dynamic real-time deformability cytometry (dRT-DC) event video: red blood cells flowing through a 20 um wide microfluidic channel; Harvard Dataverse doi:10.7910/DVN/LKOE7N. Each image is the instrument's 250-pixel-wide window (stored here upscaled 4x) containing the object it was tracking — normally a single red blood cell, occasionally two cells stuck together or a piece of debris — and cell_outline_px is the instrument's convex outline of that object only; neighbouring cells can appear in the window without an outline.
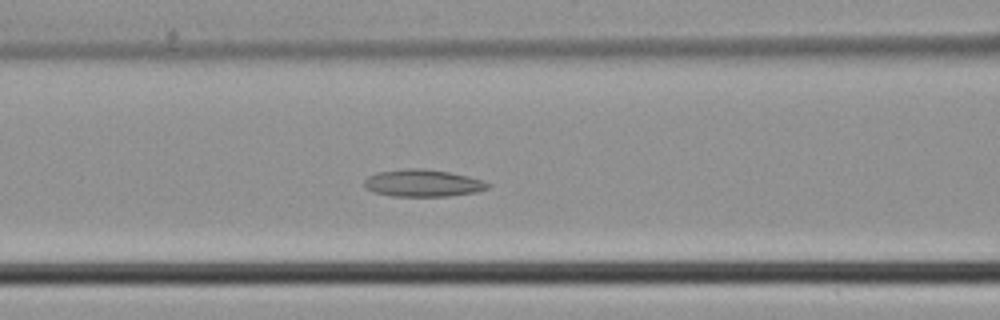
{"species": "common noctule bat (a hibernating species)", "species_latin": "Nyctalus noctula", "temperature_condition": "cold", "stored_images_in_passage": 44, "camera_frame_rate_fps": 3000, "um_per_image_px": 0.085, "animal": {"sex": "male", "body_mass_g": 21.5, "forearm_length_mm": 52.0}, "frame": {"image": 1, "passage_image": 17, "time_ms": 5.333, "image_size_px": [1000, 320], "cell_outline_px": [[492, 184], [488, 188], [476, 192], [448, 196], [392, 196], [372, 192], [364, 188], [364, 180], [368, 176], [376, 172], [408, 168], [420, 168], [448, 172], [468, 176], [484, 180]], "centroid_in_image_um": [35.92, 15.56], "position_along_channel_um": 130.7, "area_um2": 19.71}}
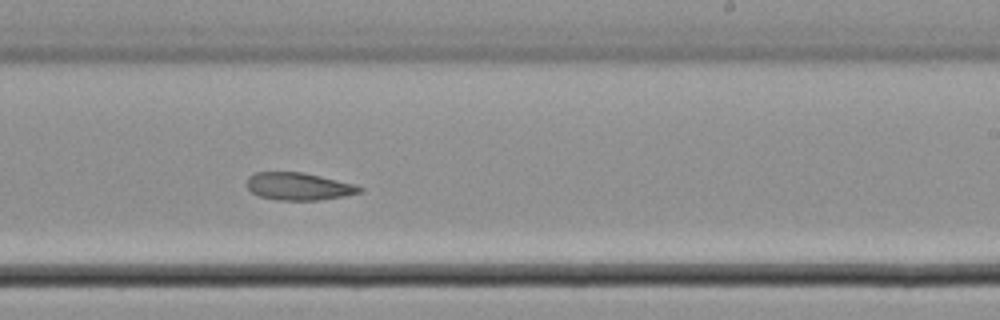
{"frame": {"image": 2, "passage_image": 26, "time_ms": 8.333, "image_size_px": [1000, 320], "cell_outline_px": [[364, 192], [344, 196], [320, 200], [276, 200], [260, 196], [252, 192], [248, 188], [248, 176], [256, 172], [300, 172], [320, 176], [356, 184], [364, 188]], "centroid_in_image_um": [25.44, 15.85], "position_along_channel_um": 263.6, "area_um2": 18.09}}
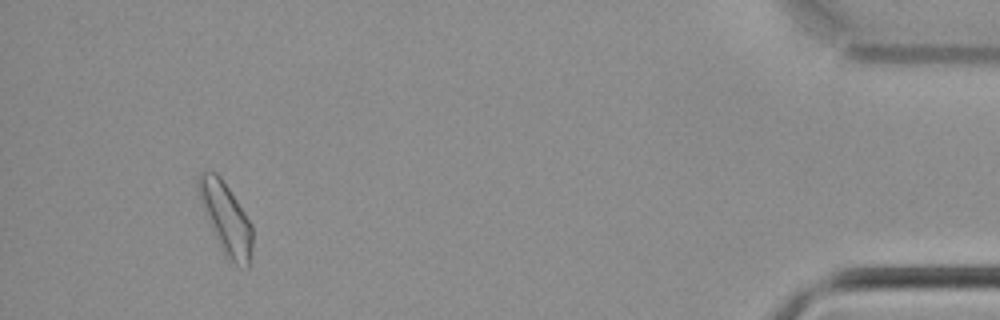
{"frame": {"image": 3, "passage_image": 41, "time_ms": 13.333, "image_size_px": [1000, 320], "cell_outline_px": [[252, 248], [248, 268], [236, 264], [228, 260], [224, 256], [208, 220], [196, 184], [200, 176], [204, 172], [216, 172], [220, 176], [252, 224]], "centroid_in_image_um": [19.23, 18.61], "position_along_channel_um": 416.0, "area_um2": 21.73}}